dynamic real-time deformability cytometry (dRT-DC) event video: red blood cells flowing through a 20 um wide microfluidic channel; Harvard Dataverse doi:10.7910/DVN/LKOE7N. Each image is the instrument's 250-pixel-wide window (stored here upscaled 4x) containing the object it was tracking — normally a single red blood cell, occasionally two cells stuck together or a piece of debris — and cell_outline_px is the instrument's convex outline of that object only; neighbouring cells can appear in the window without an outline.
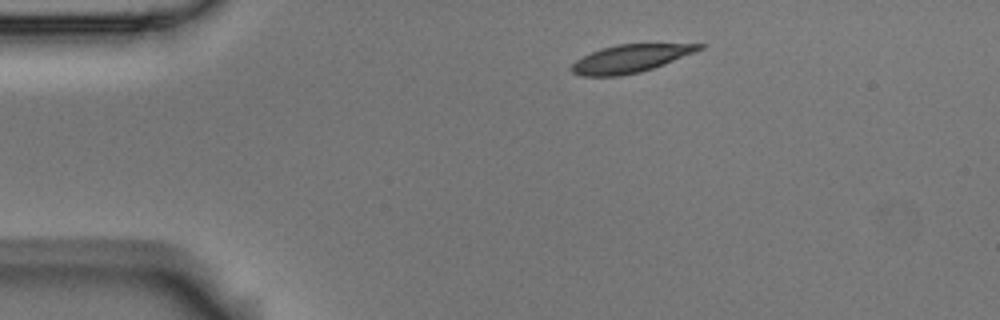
{"species": "Egyptian fruit bat (a non-hibernating species)", "species_latin": "Rousettus aegyptiacus", "temperature_condition": "room temperature", "stored_images_in_passage": 9, "camera_frame_rate_fps": 3000, "um_per_image_px": 0.085, "animal": {"sex": "male"}, "frame": {"image": 1, "passage_image": 1, "time_ms": 0.0, "image_size_px": [1000, 320], "cell_outline_px": [[704, 48], [696, 52], [664, 64], [640, 72], [620, 76], [580, 76], [572, 72], [568, 68], [576, 60], [592, 52], [616, 44], [704, 44]], "centroid_in_image_um": [53.56, 4.99], "position_along_channel_um": 31.4, "area_um2": 20.58}}
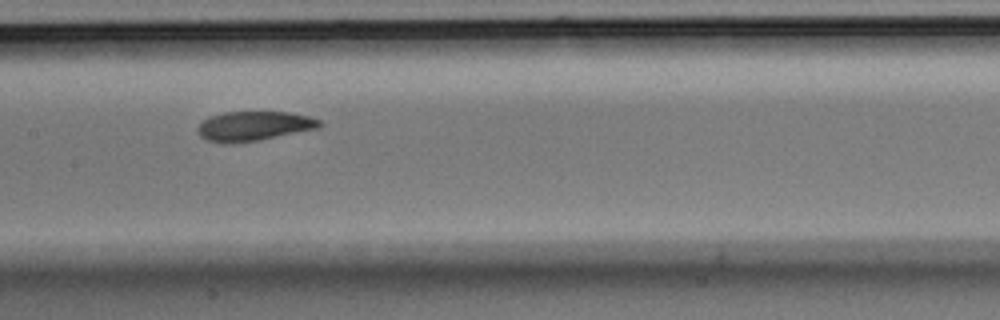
{"frame": {"image": 2, "passage_image": 6, "time_ms": 1.667, "image_size_px": [1000, 320], "cell_outline_px": [[324, 124], [316, 128], [260, 140], [232, 144], [224, 144], [208, 140], [200, 136], [196, 132], [196, 128], [204, 120], [212, 116], [224, 112], [288, 112], [308, 116], [320, 120]], "centroid_in_image_um": [21.54, 10.72], "position_along_channel_um": 185.9, "area_um2": 20.92}}
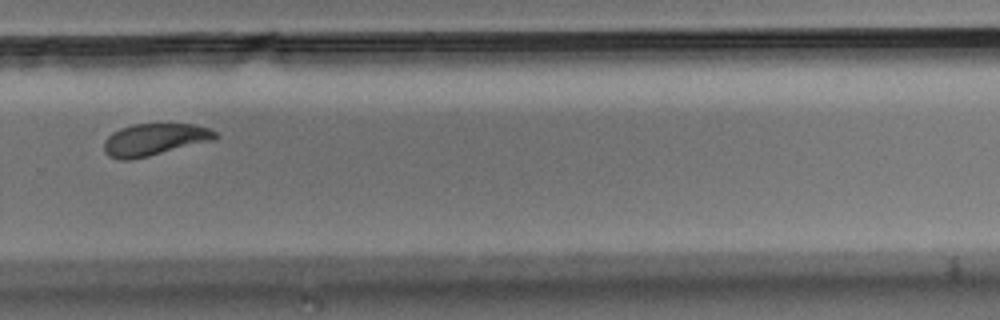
{"frame": {"image": 3, "passage_image": 9, "time_ms": 2.667, "image_size_px": [1000, 320], "cell_outline_px": [[220, 136], [216, 140], [132, 160], [120, 160], [108, 156], [104, 152], [104, 140], [112, 132], [120, 128], [132, 124], [196, 124], [208, 128], [216, 132]], "centroid_in_image_um": [13.14, 11.87], "position_along_channel_um": 316.7, "area_um2": 21.1}}